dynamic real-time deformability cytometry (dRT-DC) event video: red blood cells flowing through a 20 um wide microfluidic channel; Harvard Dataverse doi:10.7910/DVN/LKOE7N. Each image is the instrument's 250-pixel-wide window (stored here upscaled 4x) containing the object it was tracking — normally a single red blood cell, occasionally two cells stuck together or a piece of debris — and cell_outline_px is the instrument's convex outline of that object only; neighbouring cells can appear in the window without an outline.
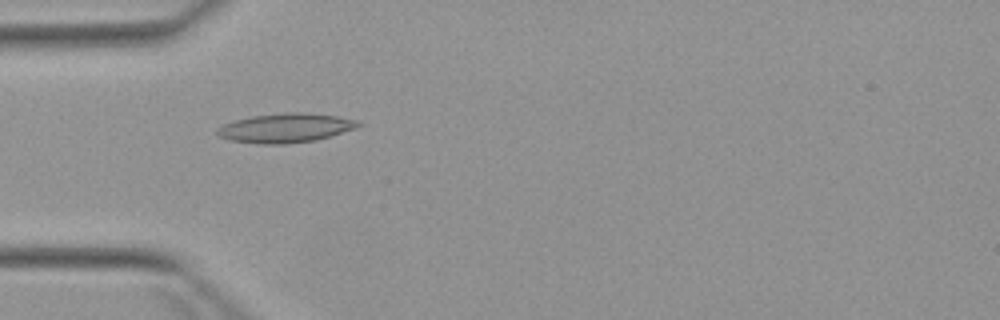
{"species": "Egyptian fruit bat (a non-hibernating species)", "species_latin": "Rousettus aegyptiacus", "temperature_condition": "warm", "stored_images_in_passage": 2, "camera_frame_rate_fps": 3000, "um_per_image_px": 0.085, "animal": {"sex": "female"}, "frame": {"image": 1, "passage_image": 2, "time_ms": 1.333, "image_size_px": [1000, 320], "cell_outline_px": [[360, 124], [356, 128], [316, 140], [284, 144], [260, 144], [232, 140], [220, 136], [216, 132], [216, 128], [224, 124], [236, 120], [252, 116], [284, 112], [300, 112], [336, 116], [356, 120]], "centroid_in_image_um": [24.25, 10.87], "position_along_channel_um": 60.8, "area_um2": 23.7}}